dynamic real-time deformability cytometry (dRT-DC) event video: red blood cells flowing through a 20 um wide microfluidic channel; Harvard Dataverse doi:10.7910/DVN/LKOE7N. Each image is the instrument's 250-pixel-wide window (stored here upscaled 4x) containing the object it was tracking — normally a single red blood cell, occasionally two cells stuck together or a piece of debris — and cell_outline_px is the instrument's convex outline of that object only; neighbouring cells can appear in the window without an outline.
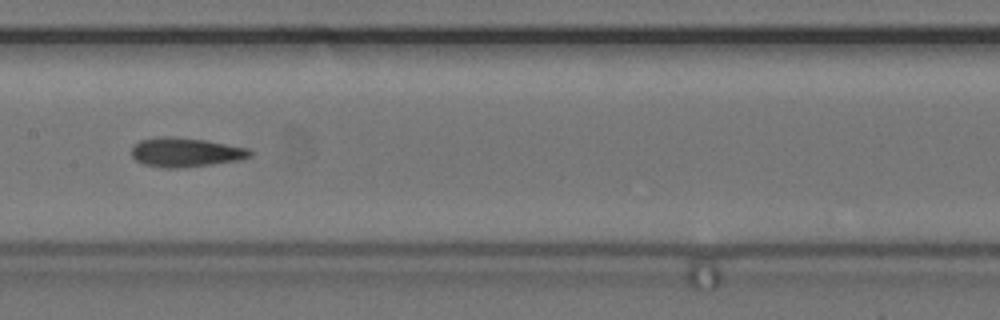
{"species": "common noctule bat (a hibernating species)", "species_latin": "Nyctalus noctula", "temperature_condition": "cold", "stored_images_in_passage": 39, "camera_frame_rate_fps": 3000, "um_per_image_px": 0.085, "animal": {"sex": "female", "body_mass_g": 24.6, "forearm_length_mm": 56.2}, "frame": {"image": 1, "passage_image": 12, "time_ms": 3.667, "image_size_px": [1000, 320], "cell_outline_px": [[252, 156], [240, 160], [212, 164], [180, 168], [164, 168], [144, 164], [136, 160], [132, 156], [132, 148], [140, 140], [164, 136], [172, 136], [208, 140], [248, 148], [252, 152]], "centroid_in_image_um": [15.8, 12.94], "position_along_channel_um": 191.6, "area_um2": 20.23}}
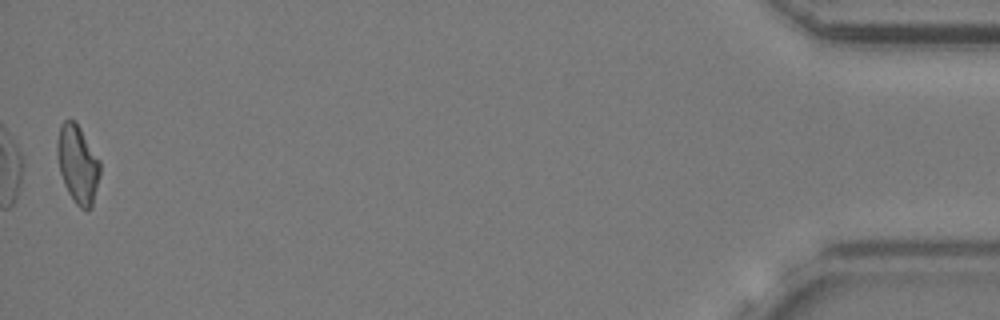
{"frame": {"image": 2, "passage_image": 39, "time_ms": 12.667, "image_size_px": [1000, 320], "cell_outline_px": [[100, 176], [92, 208], [80, 208], [76, 204], [68, 192], [64, 184], [60, 172], [56, 152], [56, 140], [60, 124], [64, 120], [76, 120], [100, 160]], "centroid_in_image_um": [6.6, 13.92], "position_along_channel_um": 428.6, "area_um2": 19.77}, "authors_computed_cell_mechanics": {"area_um2": 19.8832, "velocity_mm_per_s": 3.6767, "shape_relaxation_time_tau1_ms": 6.1269, "shape_relaxation_time_tau2_ms": 3.1714, "deformation_change_tau1": 0.1763, "deformation_change_tau2": 0.1123}}